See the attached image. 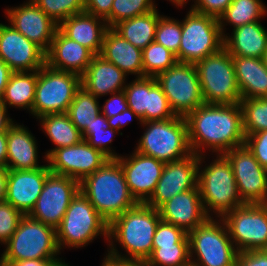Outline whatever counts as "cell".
<instances>
[{"label": "cell", "mask_w": 267, "mask_h": 266, "mask_svg": "<svg viewBox=\"0 0 267 266\" xmlns=\"http://www.w3.org/2000/svg\"><path fill=\"white\" fill-rule=\"evenodd\" d=\"M185 119L190 149L198 156L204 154L202 150L207 148L216 155L244 145L245 134L240 103H204Z\"/></svg>", "instance_id": "obj_1"}, {"label": "cell", "mask_w": 267, "mask_h": 266, "mask_svg": "<svg viewBox=\"0 0 267 266\" xmlns=\"http://www.w3.org/2000/svg\"><path fill=\"white\" fill-rule=\"evenodd\" d=\"M108 160L109 158L101 151L82 140L78 144L55 149L47 157L46 162L51 173L71 177L81 182Z\"/></svg>", "instance_id": "obj_16"}, {"label": "cell", "mask_w": 267, "mask_h": 266, "mask_svg": "<svg viewBox=\"0 0 267 266\" xmlns=\"http://www.w3.org/2000/svg\"><path fill=\"white\" fill-rule=\"evenodd\" d=\"M187 236L191 266H236L238 251L222 218L208 217Z\"/></svg>", "instance_id": "obj_5"}, {"label": "cell", "mask_w": 267, "mask_h": 266, "mask_svg": "<svg viewBox=\"0 0 267 266\" xmlns=\"http://www.w3.org/2000/svg\"><path fill=\"white\" fill-rule=\"evenodd\" d=\"M108 25L103 18L87 12L72 15L59 24V29L70 39L99 55Z\"/></svg>", "instance_id": "obj_27"}, {"label": "cell", "mask_w": 267, "mask_h": 266, "mask_svg": "<svg viewBox=\"0 0 267 266\" xmlns=\"http://www.w3.org/2000/svg\"><path fill=\"white\" fill-rule=\"evenodd\" d=\"M24 215L10 203L0 202V243L5 244L16 231Z\"/></svg>", "instance_id": "obj_44"}, {"label": "cell", "mask_w": 267, "mask_h": 266, "mask_svg": "<svg viewBox=\"0 0 267 266\" xmlns=\"http://www.w3.org/2000/svg\"><path fill=\"white\" fill-rule=\"evenodd\" d=\"M50 173L48 164L32 170H8L5 201L23 215H29Z\"/></svg>", "instance_id": "obj_22"}, {"label": "cell", "mask_w": 267, "mask_h": 266, "mask_svg": "<svg viewBox=\"0 0 267 266\" xmlns=\"http://www.w3.org/2000/svg\"><path fill=\"white\" fill-rule=\"evenodd\" d=\"M5 10L11 26L45 52L50 48L59 25L32 0H28L22 6L6 8Z\"/></svg>", "instance_id": "obj_21"}, {"label": "cell", "mask_w": 267, "mask_h": 266, "mask_svg": "<svg viewBox=\"0 0 267 266\" xmlns=\"http://www.w3.org/2000/svg\"><path fill=\"white\" fill-rule=\"evenodd\" d=\"M244 145L254 155L259 164L267 169V130L245 135Z\"/></svg>", "instance_id": "obj_45"}, {"label": "cell", "mask_w": 267, "mask_h": 266, "mask_svg": "<svg viewBox=\"0 0 267 266\" xmlns=\"http://www.w3.org/2000/svg\"><path fill=\"white\" fill-rule=\"evenodd\" d=\"M142 61L144 77H156L178 62L174 53L155 41L142 50Z\"/></svg>", "instance_id": "obj_37"}, {"label": "cell", "mask_w": 267, "mask_h": 266, "mask_svg": "<svg viewBox=\"0 0 267 266\" xmlns=\"http://www.w3.org/2000/svg\"><path fill=\"white\" fill-rule=\"evenodd\" d=\"M106 61L113 63L126 75L135 74L136 78L144 77L142 49L133 46L109 27L104 35L99 54Z\"/></svg>", "instance_id": "obj_26"}, {"label": "cell", "mask_w": 267, "mask_h": 266, "mask_svg": "<svg viewBox=\"0 0 267 266\" xmlns=\"http://www.w3.org/2000/svg\"><path fill=\"white\" fill-rule=\"evenodd\" d=\"M242 99L267 98V69L262 58L232 56Z\"/></svg>", "instance_id": "obj_30"}, {"label": "cell", "mask_w": 267, "mask_h": 266, "mask_svg": "<svg viewBox=\"0 0 267 266\" xmlns=\"http://www.w3.org/2000/svg\"><path fill=\"white\" fill-rule=\"evenodd\" d=\"M36 84L37 71L12 72L0 102L6 108H27L32 114Z\"/></svg>", "instance_id": "obj_32"}, {"label": "cell", "mask_w": 267, "mask_h": 266, "mask_svg": "<svg viewBox=\"0 0 267 266\" xmlns=\"http://www.w3.org/2000/svg\"><path fill=\"white\" fill-rule=\"evenodd\" d=\"M118 131L112 129L108 122L107 117L102 113L99 114L95 122L82 132L83 140L97 150L101 151L109 159H117L120 155L111 150L108 144L112 143V139Z\"/></svg>", "instance_id": "obj_36"}, {"label": "cell", "mask_w": 267, "mask_h": 266, "mask_svg": "<svg viewBox=\"0 0 267 266\" xmlns=\"http://www.w3.org/2000/svg\"><path fill=\"white\" fill-rule=\"evenodd\" d=\"M8 169L0 168V202L6 200Z\"/></svg>", "instance_id": "obj_56"}, {"label": "cell", "mask_w": 267, "mask_h": 266, "mask_svg": "<svg viewBox=\"0 0 267 266\" xmlns=\"http://www.w3.org/2000/svg\"><path fill=\"white\" fill-rule=\"evenodd\" d=\"M177 116L186 117L204 104L197 69L192 63L177 62L155 77Z\"/></svg>", "instance_id": "obj_12"}, {"label": "cell", "mask_w": 267, "mask_h": 266, "mask_svg": "<svg viewBox=\"0 0 267 266\" xmlns=\"http://www.w3.org/2000/svg\"><path fill=\"white\" fill-rule=\"evenodd\" d=\"M101 266H146V263L140 260L118 258L108 253Z\"/></svg>", "instance_id": "obj_52"}, {"label": "cell", "mask_w": 267, "mask_h": 266, "mask_svg": "<svg viewBox=\"0 0 267 266\" xmlns=\"http://www.w3.org/2000/svg\"><path fill=\"white\" fill-rule=\"evenodd\" d=\"M24 125L13 124L7 131L8 170H32L46 166L38 163V146L35 136Z\"/></svg>", "instance_id": "obj_28"}, {"label": "cell", "mask_w": 267, "mask_h": 266, "mask_svg": "<svg viewBox=\"0 0 267 266\" xmlns=\"http://www.w3.org/2000/svg\"><path fill=\"white\" fill-rule=\"evenodd\" d=\"M173 244H189L187 233L182 228L160 220L153 237V248Z\"/></svg>", "instance_id": "obj_43"}, {"label": "cell", "mask_w": 267, "mask_h": 266, "mask_svg": "<svg viewBox=\"0 0 267 266\" xmlns=\"http://www.w3.org/2000/svg\"><path fill=\"white\" fill-rule=\"evenodd\" d=\"M245 135L267 130V98L241 99Z\"/></svg>", "instance_id": "obj_38"}, {"label": "cell", "mask_w": 267, "mask_h": 266, "mask_svg": "<svg viewBox=\"0 0 267 266\" xmlns=\"http://www.w3.org/2000/svg\"><path fill=\"white\" fill-rule=\"evenodd\" d=\"M8 108H6L0 102V133L7 132L9 128L14 124L13 119H11L8 115Z\"/></svg>", "instance_id": "obj_54"}, {"label": "cell", "mask_w": 267, "mask_h": 266, "mask_svg": "<svg viewBox=\"0 0 267 266\" xmlns=\"http://www.w3.org/2000/svg\"><path fill=\"white\" fill-rule=\"evenodd\" d=\"M158 211L161 220L182 228L186 233L194 230L208 218L198 188L177 194L163 203Z\"/></svg>", "instance_id": "obj_23"}, {"label": "cell", "mask_w": 267, "mask_h": 266, "mask_svg": "<svg viewBox=\"0 0 267 266\" xmlns=\"http://www.w3.org/2000/svg\"><path fill=\"white\" fill-rule=\"evenodd\" d=\"M58 25L68 17L85 12L84 0H32Z\"/></svg>", "instance_id": "obj_41"}, {"label": "cell", "mask_w": 267, "mask_h": 266, "mask_svg": "<svg viewBox=\"0 0 267 266\" xmlns=\"http://www.w3.org/2000/svg\"><path fill=\"white\" fill-rule=\"evenodd\" d=\"M7 163V132L0 133V168H6Z\"/></svg>", "instance_id": "obj_55"}, {"label": "cell", "mask_w": 267, "mask_h": 266, "mask_svg": "<svg viewBox=\"0 0 267 266\" xmlns=\"http://www.w3.org/2000/svg\"><path fill=\"white\" fill-rule=\"evenodd\" d=\"M160 16L156 7L146 14L118 22L112 28L133 46L143 50L148 44L155 41Z\"/></svg>", "instance_id": "obj_31"}, {"label": "cell", "mask_w": 267, "mask_h": 266, "mask_svg": "<svg viewBox=\"0 0 267 266\" xmlns=\"http://www.w3.org/2000/svg\"><path fill=\"white\" fill-rule=\"evenodd\" d=\"M198 162L199 156L192 152L182 159L165 163L155 191L146 204L158 209L177 194L198 188Z\"/></svg>", "instance_id": "obj_19"}, {"label": "cell", "mask_w": 267, "mask_h": 266, "mask_svg": "<svg viewBox=\"0 0 267 266\" xmlns=\"http://www.w3.org/2000/svg\"><path fill=\"white\" fill-rule=\"evenodd\" d=\"M108 227L109 223L79 191L56 229L59 250L67 246L68 248L85 247L99 234L108 241Z\"/></svg>", "instance_id": "obj_8"}, {"label": "cell", "mask_w": 267, "mask_h": 266, "mask_svg": "<svg viewBox=\"0 0 267 266\" xmlns=\"http://www.w3.org/2000/svg\"><path fill=\"white\" fill-rule=\"evenodd\" d=\"M227 34L223 37V47L231 56L263 58L267 49V29L260 21L234 28L231 36Z\"/></svg>", "instance_id": "obj_29"}, {"label": "cell", "mask_w": 267, "mask_h": 266, "mask_svg": "<svg viewBox=\"0 0 267 266\" xmlns=\"http://www.w3.org/2000/svg\"><path fill=\"white\" fill-rule=\"evenodd\" d=\"M46 53V65L52 69L82 76L95 56L88 48L68 38L59 28Z\"/></svg>", "instance_id": "obj_24"}, {"label": "cell", "mask_w": 267, "mask_h": 266, "mask_svg": "<svg viewBox=\"0 0 267 266\" xmlns=\"http://www.w3.org/2000/svg\"><path fill=\"white\" fill-rule=\"evenodd\" d=\"M172 4L176 5V7H183V5L187 3L188 0H169Z\"/></svg>", "instance_id": "obj_57"}, {"label": "cell", "mask_w": 267, "mask_h": 266, "mask_svg": "<svg viewBox=\"0 0 267 266\" xmlns=\"http://www.w3.org/2000/svg\"><path fill=\"white\" fill-rule=\"evenodd\" d=\"M133 118L139 120L140 124L142 123L141 119L130 108L127 107L120 114H117L113 117H107V122L112 129L120 131V129L126 124L128 125Z\"/></svg>", "instance_id": "obj_51"}, {"label": "cell", "mask_w": 267, "mask_h": 266, "mask_svg": "<svg viewBox=\"0 0 267 266\" xmlns=\"http://www.w3.org/2000/svg\"><path fill=\"white\" fill-rule=\"evenodd\" d=\"M194 65L204 103H240L242 98L236 81L232 56L224 47Z\"/></svg>", "instance_id": "obj_9"}, {"label": "cell", "mask_w": 267, "mask_h": 266, "mask_svg": "<svg viewBox=\"0 0 267 266\" xmlns=\"http://www.w3.org/2000/svg\"><path fill=\"white\" fill-rule=\"evenodd\" d=\"M232 1L233 0H194V4L190 9L200 14L219 18Z\"/></svg>", "instance_id": "obj_46"}, {"label": "cell", "mask_w": 267, "mask_h": 266, "mask_svg": "<svg viewBox=\"0 0 267 266\" xmlns=\"http://www.w3.org/2000/svg\"><path fill=\"white\" fill-rule=\"evenodd\" d=\"M222 219L238 252L267 250V204H244Z\"/></svg>", "instance_id": "obj_13"}, {"label": "cell", "mask_w": 267, "mask_h": 266, "mask_svg": "<svg viewBox=\"0 0 267 266\" xmlns=\"http://www.w3.org/2000/svg\"><path fill=\"white\" fill-rule=\"evenodd\" d=\"M133 151L130 156L121 155L117 160L132 197L137 203H146L155 191L165 163L136 150Z\"/></svg>", "instance_id": "obj_20"}, {"label": "cell", "mask_w": 267, "mask_h": 266, "mask_svg": "<svg viewBox=\"0 0 267 266\" xmlns=\"http://www.w3.org/2000/svg\"><path fill=\"white\" fill-rule=\"evenodd\" d=\"M146 129L135 148L137 152L164 163L182 159L192 153L185 117L142 122Z\"/></svg>", "instance_id": "obj_6"}, {"label": "cell", "mask_w": 267, "mask_h": 266, "mask_svg": "<svg viewBox=\"0 0 267 266\" xmlns=\"http://www.w3.org/2000/svg\"><path fill=\"white\" fill-rule=\"evenodd\" d=\"M232 165L239 196L244 204H267V169L243 145L224 153Z\"/></svg>", "instance_id": "obj_15"}, {"label": "cell", "mask_w": 267, "mask_h": 266, "mask_svg": "<svg viewBox=\"0 0 267 266\" xmlns=\"http://www.w3.org/2000/svg\"><path fill=\"white\" fill-rule=\"evenodd\" d=\"M114 0H84L85 12L103 18L111 27V9Z\"/></svg>", "instance_id": "obj_47"}, {"label": "cell", "mask_w": 267, "mask_h": 266, "mask_svg": "<svg viewBox=\"0 0 267 266\" xmlns=\"http://www.w3.org/2000/svg\"><path fill=\"white\" fill-rule=\"evenodd\" d=\"M146 266H191L189 244H173L153 248Z\"/></svg>", "instance_id": "obj_39"}, {"label": "cell", "mask_w": 267, "mask_h": 266, "mask_svg": "<svg viewBox=\"0 0 267 266\" xmlns=\"http://www.w3.org/2000/svg\"><path fill=\"white\" fill-rule=\"evenodd\" d=\"M38 119L42 130L56 146L45 153V160L55 149L72 146L83 140L82 133L71 122L66 112L47 114Z\"/></svg>", "instance_id": "obj_33"}, {"label": "cell", "mask_w": 267, "mask_h": 266, "mask_svg": "<svg viewBox=\"0 0 267 266\" xmlns=\"http://www.w3.org/2000/svg\"><path fill=\"white\" fill-rule=\"evenodd\" d=\"M153 0H114L111 9V27L118 22L153 11Z\"/></svg>", "instance_id": "obj_42"}, {"label": "cell", "mask_w": 267, "mask_h": 266, "mask_svg": "<svg viewBox=\"0 0 267 266\" xmlns=\"http://www.w3.org/2000/svg\"><path fill=\"white\" fill-rule=\"evenodd\" d=\"M80 191L108 223L137 204L117 159H109L85 177L80 182Z\"/></svg>", "instance_id": "obj_3"}, {"label": "cell", "mask_w": 267, "mask_h": 266, "mask_svg": "<svg viewBox=\"0 0 267 266\" xmlns=\"http://www.w3.org/2000/svg\"><path fill=\"white\" fill-rule=\"evenodd\" d=\"M111 98L105 101V104L101 108V113L106 117H113L123 112L127 106V100L124 91L112 93Z\"/></svg>", "instance_id": "obj_48"}, {"label": "cell", "mask_w": 267, "mask_h": 266, "mask_svg": "<svg viewBox=\"0 0 267 266\" xmlns=\"http://www.w3.org/2000/svg\"><path fill=\"white\" fill-rule=\"evenodd\" d=\"M98 97L88 92L81 86L75 93L67 114L71 122L82 133L87 126H91L96 117L101 114Z\"/></svg>", "instance_id": "obj_35"}, {"label": "cell", "mask_w": 267, "mask_h": 266, "mask_svg": "<svg viewBox=\"0 0 267 266\" xmlns=\"http://www.w3.org/2000/svg\"><path fill=\"white\" fill-rule=\"evenodd\" d=\"M79 191V181L64 175L50 173L29 216L57 229L69 204Z\"/></svg>", "instance_id": "obj_14"}, {"label": "cell", "mask_w": 267, "mask_h": 266, "mask_svg": "<svg viewBox=\"0 0 267 266\" xmlns=\"http://www.w3.org/2000/svg\"><path fill=\"white\" fill-rule=\"evenodd\" d=\"M160 220L158 209L137 203L109 223L108 253L118 258L146 262L152 254L153 237ZM115 241L122 245L126 255L119 254Z\"/></svg>", "instance_id": "obj_2"}, {"label": "cell", "mask_w": 267, "mask_h": 266, "mask_svg": "<svg viewBox=\"0 0 267 266\" xmlns=\"http://www.w3.org/2000/svg\"><path fill=\"white\" fill-rule=\"evenodd\" d=\"M223 48L218 18L189 10L182 21L178 62L195 64Z\"/></svg>", "instance_id": "obj_11"}, {"label": "cell", "mask_w": 267, "mask_h": 266, "mask_svg": "<svg viewBox=\"0 0 267 266\" xmlns=\"http://www.w3.org/2000/svg\"><path fill=\"white\" fill-rule=\"evenodd\" d=\"M126 75L113 63L95 55L88 65L85 73L81 76V86L95 97L122 91L127 84Z\"/></svg>", "instance_id": "obj_25"}, {"label": "cell", "mask_w": 267, "mask_h": 266, "mask_svg": "<svg viewBox=\"0 0 267 266\" xmlns=\"http://www.w3.org/2000/svg\"><path fill=\"white\" fill-rule=\"evenodd\" d=\"M236 266H267V250L238 252Z\"/></svg>", "instance_id": "obj_49"}, {"label": "cell", "mask_w": 267, "mask_h": 266, "mask_svg": "<svg viewBox=\"0 0 267 266\" xmlns=\"http://www.w3.org/2000/svg\"><path fill=\"white\" fill-rule=\"evenodd\" d=\"M11 74L12 71L9 66L0 59V101Z\"/></svg>", "instance_id": "obj_53"}, {"label": "cell", "mask_w": 267, "mask_h": 266, "mask_svg": "<svg viewBox=\"0 0 267 266\" xmlns=\"http://www.w3.org/2000/svg\"><path fill=\"white\" fill-rule=\"evenodd\" d=\"M205 157V154L200 155L198 162L197 186L202 205L208 217H211L213 212L215 217L222 218L244 203L239 196L232 165L226 156L216 154V159L201 169L203 166L201 164L205 163Z\"/></svg>", "instance_id": "obj_4"}, {"label": "cell", "mask_w": 267, "mask_h": 266, "mask_svg": "<svg viewBox=\"0 0 267 266\" xmlns=\"http://www.w3.org/2000/svg\"><path fill=\"white\" fill-rule=\"evenodd\" d=\"M0 262L28 259H62L56 229L24 215L11 238L4 244Z\"/></svg>", "instance_id": "obj_7"}, {"label": "cell", "mask_w": 267, "mask_h": 266, "mask_svg": "<svg viewBox=\"0 0 267 266\" xmlns=\"http://www.w3.org/2000/svg\"><path fill=\"white\" fill-rule=\"evenodd\" d=\"M182 34V22L164 15L159 17L155 33V42L163 45L166 49L176 55L180 48Z\"/></svg>", "instance_id": "obj_40"}, {"label": "cell", "mask_w": 267, "mask_h": 266, "mask_svg": "<svg viewBox=\"0 0 267 266\" xmlns=\"http://www.w3.org/2000/svg\"><path fill=\"white\" fill-rule=\"evenodd\" d=\"M266 14L267 8L262 0H233L218 18L221 34L223 37L226 35L224 27L227 23L234 29L260 21Z\"/></svg>", "instance_id": "obj_34"}, {"label": "cell", "mask_w": 267, "mask_h": 266, "mask_svg": "<svg viewBox=\"0 0 267 266\" xmlns=\"http://www.w3.org/2000/svg\"><path fill=\"white\" fill-rule=\"evenodd\" d=\"M263 62H264V65H265V68L267 69V49L265 50L264 52V55H263Z\"/></svg>", "instance_id": "obj_58"}, {"label": "cell", "mask_w": 267, "mask_h": 266, "mask_svg": "<svg viewBox=\"0 0 267 266\" xmlns=\"http://www.w3.org/2000/svg\"><path fill=\"white\" fill-rule=\"evenodd\" d=\"M1 266H64L62 259H28L13 262H0Z\"/></svg>", "instance_id": "obj_50"}, {"label": "cell", "mask_w": 267, "mask_h": 266, "mask_svg": "<svg viewBox=\"0 0 267 266\" xmlns=\"http://www.w3.org/2000/svg\"><path fill=\"white\" fill-rule=\"evenodd\" d=\"M80 87L81 76L55 70L45 64L37 70L32 115L38 119L47 114L67 112L76 91Z\"/></svg>", "instance_id": "obj_10"}, {"label": "cell", "mask_w": 267, "mask_h": 266, "mask_svg": "<svg viewBox=\"0 0 267 266\" xmlns=\"http://www.w3.org/2000/svg\"><path fill=\"white\" fill-rule=\"evenodd\" d=\"M0 59L12 72L37 71L46 64V53L13 26L0 23Z\"/></svg>", "instance_id": "obj_18"}, {"label": "cell", "mask_w": 267, "mask_h": 266, "mask_svg": "<svg viewBox=\"0 0 267 266\" xmlns=\"http://www.w3.org/2000/svg\"><path fill=\"white\" fill-rule=\"evenodd\" d=\"M127 106L142 122L166 120L176 115L155 77L135 78L123 89Z\"/></svg>", "instance_id": "obj_17"}]
</instances>
